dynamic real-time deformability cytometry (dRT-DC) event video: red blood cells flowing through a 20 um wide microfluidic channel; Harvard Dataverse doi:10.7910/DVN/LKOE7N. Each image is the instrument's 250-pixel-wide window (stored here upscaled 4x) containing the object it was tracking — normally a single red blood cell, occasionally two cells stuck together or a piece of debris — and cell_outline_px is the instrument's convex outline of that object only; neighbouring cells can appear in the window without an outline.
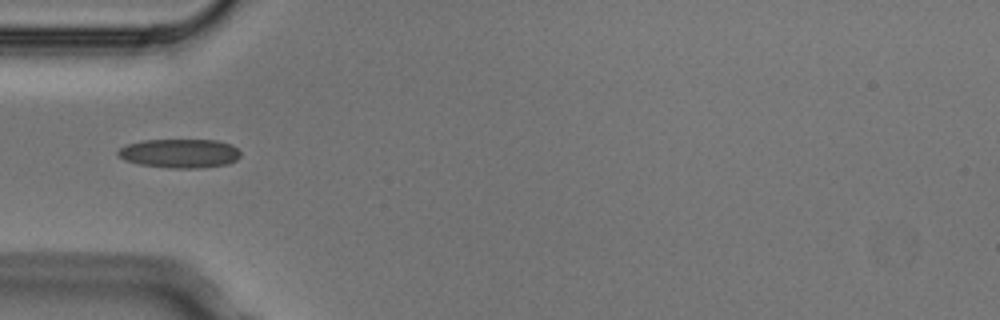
{"species": "Egyptian fruit bat (a non-hibernating species)", "species_latin": "Rousettus aegyptiacus", "temperature_condition": "cold", "stored_images_in_passage": 4, "camera_frame_rate_fps": 3000, "um_per_image_px": 0.085, "animal": {"sex": "male"}, "frame": {"image": 1, "passage_image": 1, "time_ms": 0.0, "image_size_px": [1000, 320], "cell_outline_px": [[240, 156], [236, 160], [228, 164], [200, 168], [168, 168], [140, 164], [124, 160], [116, 152], [120, 148], [128, 144], [144, 140], [216, 140], [232, 144], [240, 152]], "centroid_in_image_um": [15.29, 13.04], "position_along_channel_um": 69.7, "area_um2": 20.69}}
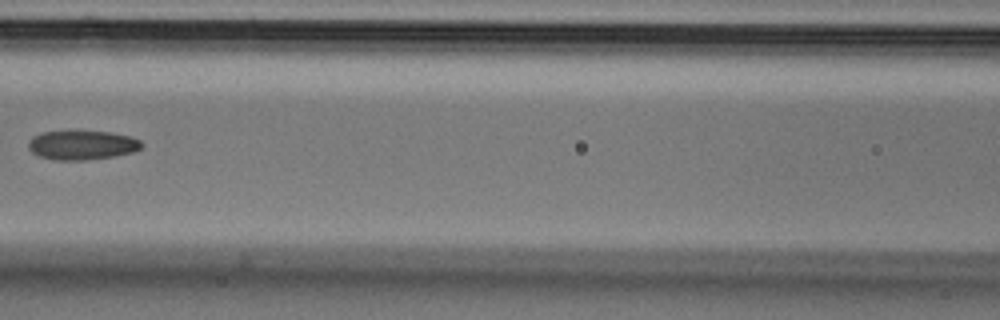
{"frame": {"image": 2, "passage_image": 3, "time_ms": 0.667, "image_size_px": [1000, 320], "cell_outline_px": [[144, 144], [140, 148], [132, 152], [116, 156], [84, 160], [56, 160], [40, 156], [32, 152], [28, 148], [28, 140], [32, 136], [40, 132], [112, 132], [132, 136], [140, 140]], "centroid_in_image_um": [6.98, 12.33], "position_along_channel_um": 159.6, "area_um2": 19.25}}
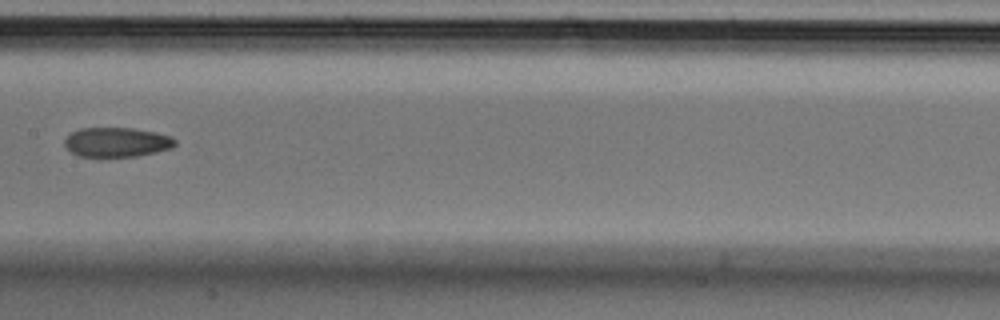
{"frame": {"image": 3, "passage_image": 4, "time_ms": 1.0, "image_size_px": [1000, 320], "cell_outline_px": [[176, 144], [172, 148], [156, 152], [136, 156], [80, 156], [72, 152], [64, 144], [64, 140], [72, 132], [80, 128], [132, 128], [156, 132], [172, 136], [176, 140]], "centroid_in_image_um": [9.96, 12.07], "position_along_channel_um": 197.4, "area_um2": 18.9}}